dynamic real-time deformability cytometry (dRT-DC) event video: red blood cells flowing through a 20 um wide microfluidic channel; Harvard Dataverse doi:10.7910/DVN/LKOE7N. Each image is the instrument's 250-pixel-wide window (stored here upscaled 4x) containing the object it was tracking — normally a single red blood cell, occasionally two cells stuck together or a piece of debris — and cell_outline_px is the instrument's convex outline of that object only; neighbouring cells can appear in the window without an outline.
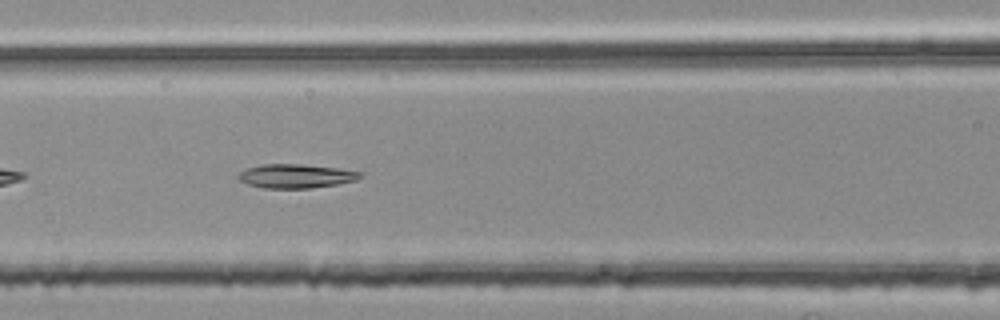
{"species": "common noctule bat (a hibernating species)", "species_latin": "Nyctalus noctula", "temperature_condition": "room temperature", "stored_images_in_passage": 36, "camera_frame_rate_fps": 3000, "um_per_image_px": 0.085, "animal": {"sex": "female", "body_mass_g": 25.1}, "frame": {"image": 1, "passage_image": 9, "time_ms": 2.667, "image_size_px": [1000, 320], "cell_outline_px": [[364, 176], [356, 180], [336, 184], [312, 188], [264, 188], [248, 184], [240, 180], [236, 176], [240, 172], [248, 168], [264, 164], [300, 164], [340, 168], [360, 172]], "centroid_in_image_um": [25.17, 14.96], "position_along_channel_um": 141.4, "area_um2": 16.94}}
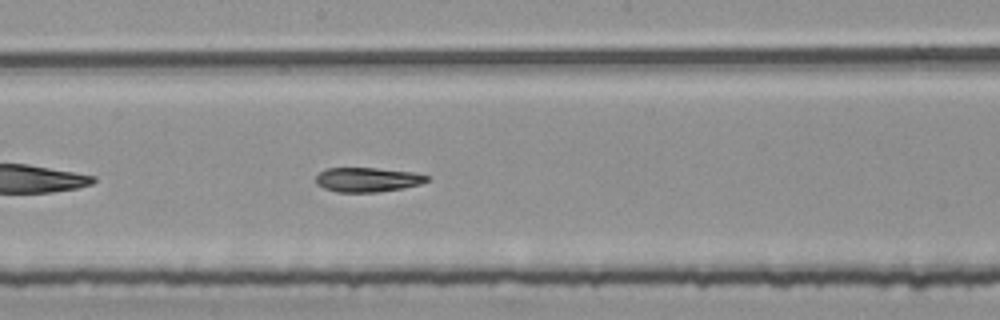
{"frame": {"image": 2, "passage_image": 15, "time_ms": 4.667, "image_size_px": [1000, 320], "cell_outline_px": [[428, 180], [420, 184], [400, 188], [376, 192], [336, 192], [324, 188], [316, 184], [316, 176], [324, 168], [376, 168], [416, 172], [428, 176]], "centroid_in_image_um": [31.21, 15.26], "position_along_channel_um": 217.0, "area_um2": 15.78}}
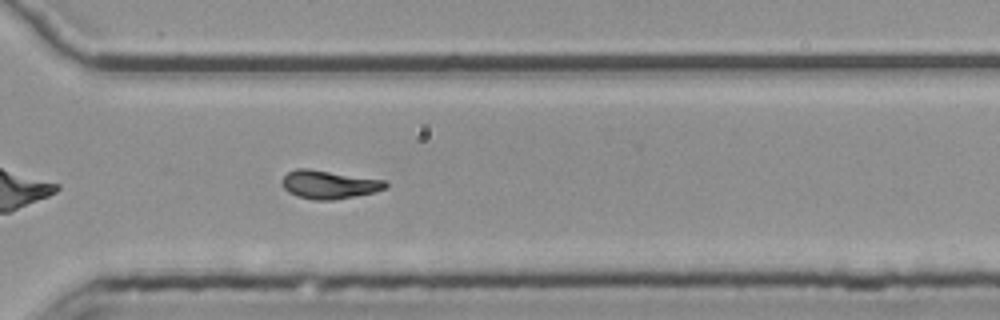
{"frame": {"image": 3, "passage_image": 25, "time_ms": 8.0, "image_size_px": [1000, 320], "cell_outline_px": [[388, 188], [376, 192], [332, 200], [312, 200], [296, 196], [288, 192], [280, 184], [280, 180], [288, 172], [296, 168], [308, 168], [384, 180], [388, 184]], "centroid_in_image_um": [27.93, 15.69], "position_along_channel_um": 342.7, "area_um2": 17.28}, "authors_computed_cell_mechanics": {"area_um2": 16.8487, "velocity_mm_per_s": 3.7773, "shape_relaxation_time_tau1_ms": null, "shape_relaxation_time_tau2_ms": 3.7527, "deformation_change_tau1": null, "deformation_change_tau2": 0.1129}}